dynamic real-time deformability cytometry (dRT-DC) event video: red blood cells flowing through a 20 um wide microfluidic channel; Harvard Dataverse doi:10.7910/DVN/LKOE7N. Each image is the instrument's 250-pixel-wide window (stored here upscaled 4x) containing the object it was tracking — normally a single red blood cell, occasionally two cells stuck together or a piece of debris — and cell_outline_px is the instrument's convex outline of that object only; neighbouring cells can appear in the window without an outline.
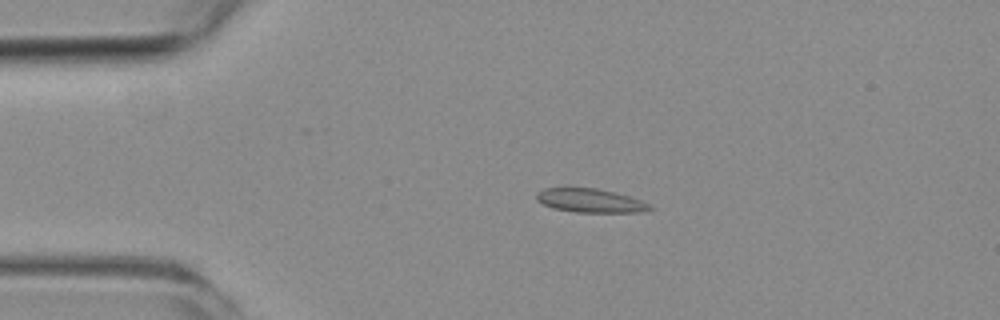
{"species": "common noctule bat (a hibernating species)", "species_latin": "Nyctalus noctula", "temperature_condition": "room temperature", "stored_images_in_passage": 3, "camera_frame_rate_fps": 3000, "um_per_image_px": 0.085, "animal": {"sex": "female", "body_mass_g": 19.3, "forearm_length_mm": 54.1}, "frame": {"image": 1, "passage_image": 1, "time_ms": 0.0, "image_size_px": [1000, 320], "cell_outline_px": [[656, 208], [640, 212], [576, 212], [552, 208], [536, 200], [536, 192], [544, 188], [596, 188], [628, 196], [640, 200]], "centroid_in_image_um": [50.14, 17.05], "position_along_channel_um": 34.9, "area_um2": 15.55}}